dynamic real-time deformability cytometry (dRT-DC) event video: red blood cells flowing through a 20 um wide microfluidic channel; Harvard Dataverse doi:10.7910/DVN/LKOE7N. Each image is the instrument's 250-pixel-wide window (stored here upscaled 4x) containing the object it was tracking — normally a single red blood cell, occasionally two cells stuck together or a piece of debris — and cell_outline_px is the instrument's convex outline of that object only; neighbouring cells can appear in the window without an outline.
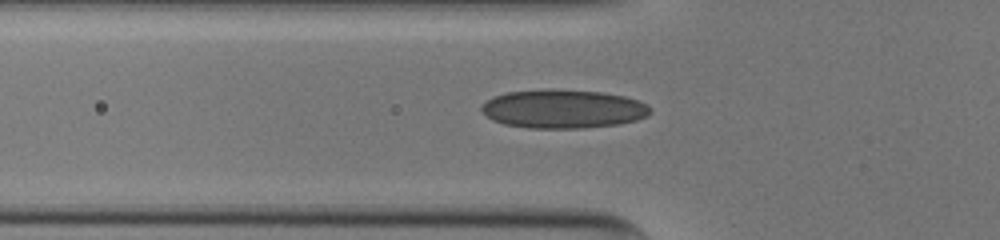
{"species": "human", "species_latin": "Homo sapiens", "temperature_condition": "cold", "stored_images_in_passage": 40, "camera_frame_rate_fps": 3000, "um_per_image_px": 0.085, "donor": {"sex": "male"}, "frame": {"image": 1, "passage_image": 10, "time_ms": 3.0, "image_size_px": [1000, 240], "cell_outline_px": [[652, 112], [648, 116], [636, 120], [616, 124], [584, 128], [528, 128], [504, 124], [492, 120], [480, 108], [492, 96], [504, 92], [548, 88], [552, 88], [600, 92], [624, 96], [648, 104], [652, 108]], "centroid_in_image_um": [47.87, 9.24], "position_along_channel_um": 77.9, "area_um2": 38.32}}
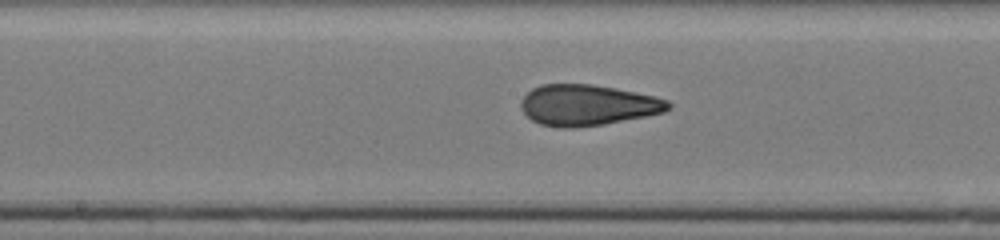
{"frame": {"image": 2, "passage_image": 19, "time_ms": 6.0, "image_size_px": [1000, 240], "cell_outline_px": [[672, 108], [664, 112], [604, 124], [576, 128], [560, 128], [540, 124], [532, 120], [524, 112], [520, 104], [520, 100], [532, 88], [540, 84], [592, 84], [616, 88], [652, 96], [668, 100], [672, 104]], "centroid_in_image_um": [49.93, 8.93], "position_along_channel_um": 198.3, "area_um2": 35.08}}
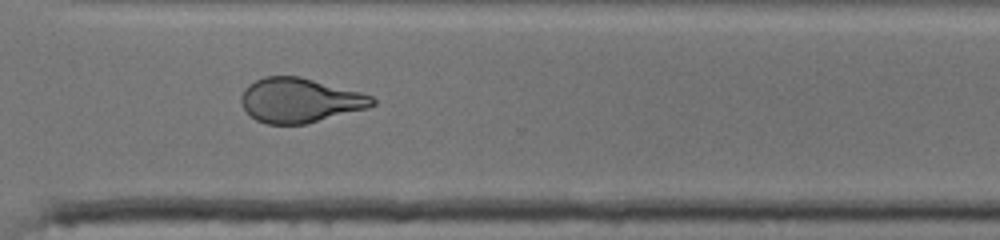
{"frame": {"image": 3, "passage_image": 30, "time_ms": 9.667, "image_size_px": [1000, 240], "cell_outline_px": [[376, 104], [368, 108], [304, 124], [268, 124], [256, 120], [244, 108], [240, 100], [240, 96], [244, 88], [248, 84], [264, 76], [300, 76], [360, 92], [372, 96], [376, 100]], "centroid_in_image_um": [25.47, 8.52], "position_along_channel_um": 345.1, "area_um2": 33.93}, "authors_computed_cell_mechanics": {"area_um2": 36.0383, "velocity_mm_per_s": 4.0047, "shape_relaxation_time_tau1_ms": null, "shape_relaxation_time_tau2_ms": 1.3646, "deformation_change_tau1": null, "deformation_change_tau2": 0.0799}}